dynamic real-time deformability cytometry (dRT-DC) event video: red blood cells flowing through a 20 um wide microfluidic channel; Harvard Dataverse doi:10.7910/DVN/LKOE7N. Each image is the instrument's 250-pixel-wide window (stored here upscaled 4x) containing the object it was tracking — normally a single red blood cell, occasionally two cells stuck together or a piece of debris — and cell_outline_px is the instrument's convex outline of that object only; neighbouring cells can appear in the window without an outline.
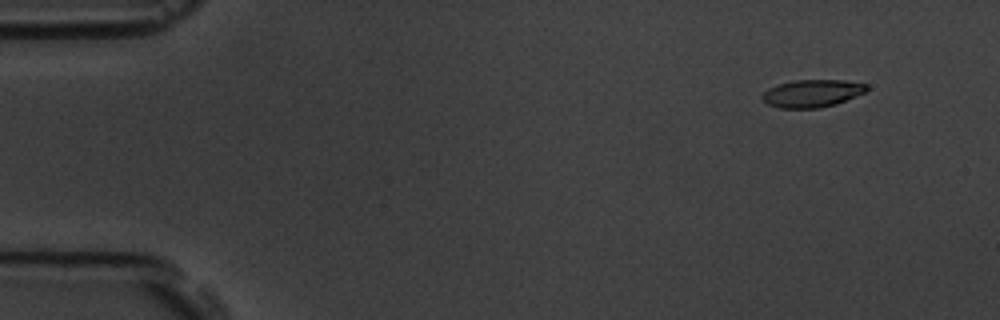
{"species": "common noctule bat (a hibernating species)", "species_latin": "Nyctalus noctula", "temperature_condition": "room temperature", "stored_images_in_passage": 4, "camera_frame_rate_fps": 3000, "um_per_image_px": 0.085, "animal": {"sex": "male", "body_mass_g": 19.5, "forearm_length_mm": 54.6}, "frame": {"image": 1, "passage_image": 2, "time_ms": 1.0, "image_size_px": [1000, 320], "cell_outline_px": [[868, 88], [864, 92], [836, 104], [820, 108], [780, 108], [768, 104], [760, 96], [768, 88], [792, 80], [844, 80], [868, 84]], "centroid_in_image_um": [69.02, 7.93], "position_along_channel_um": 16.0, "area_um2": 16.7}}